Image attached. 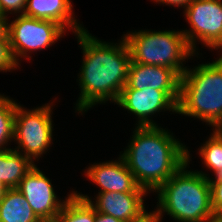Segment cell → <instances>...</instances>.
I'll use <instances>...</instances> for the list:
<instances>
[{
	"label": "cell",
	"mask_w": 222,
	"mask_h": 222,
	"mask_svg": "<svg viewBox=\"0 0 222 222\" xmlns=\"http://www.w3.org/2000/svg\"><path fill=\"white\" fill-rule=\"evenodd\" d=\"M83 50V62L79 76L80 97L77 111L85 112L93 105L105 101L117 102L126 85L131 62L126 40L120 43H106L98 40L84 29L76 33Z\"/></svg>",
	"instance_id": "obj_1"
},
{
	"label": "cell",
	"mask_w": 222,
	"mask_h": 222,
	"mask_svg": "<svg viewBox=\"0 0 222 222\" xmlns=\"http://www.w3.org/2000/svg\"><path fill=\"white\" fill-rule=\"evenodd\" d=\"M133 133L121 156L137 184L147 191H156L190 160L186 146L166 129L137 126Z\"/></svg>",
	"instance_id": "obj_2"
},
{
	"label": "cell",
	"mask_w": 222,
	"mask_h": 222,
	"mask_svg": "<svg viewBox=\"0 0 222 222\" xmlns=\"http://www.w3.org/2000/svg\"><path fill=\"white\" fill-rule=\"evenodd\" d=\"M185 163L158 192L160 219L165 212L179 222H206L216 218L211 206L210 177L202 171L186 170Z\"/></svg>",
	"instance_id": "obj_3"
},
{
	"label": "cell",
	"mask_w": 222,
	"mask_h": 222,
	"mask_svg": "<svg viewBox=\"0 0 222 222\" xmlns=\"http://www.w3.org/2000/svg\"><path fill=\"white\" fill-rule=\"evenodd\" d=\"M177 113L196 117L212 127L222 125V56L185 70L180 80Z\"/></svg>",
	"instance_id": "obj_4"
},
{
	"label": "cell",
	"mask_w": 222,
	"mask_h": 222,
	"mask_svg": "<svg viewBox=\"0 0 222 222\" xmlns=\"http://www.w3.org/2000/svg\"><path fill=\"white\" fill-rule=\"evenodd\" d=\"M128 44L131 61L158 65L175 70L180 76L187 67L183 62L196 54L182 31H139L123 36Z\"/></svg>",
	"instance_id": "obj_5"
},
{
	"label": "cell",
	"mask_w": 222,
	"mask_h": 222,
	"mask_svg": "<svg viewBox=\"0 0 222 222\" xmlns=\"http://www.w3.org/2000/svg\"><path fill=\"white\" fill-rule=\"evenodd\" d=\"M51 107L50 104H45L26 111L17 104L13 139L17 141L18 146L14 150L24 154L32 162L33 159H38L44 152L46 153L47 148L51 145L53 132ZM20 149L22 150L20 151Z\"/></svg>",
	"instance_id": "obj_6"
},
{
	"label": "cell",
	"mask_w": 222,
	"mask_h": 222,
	"mask_svg": "<svg viewBox=\"0 0 222 222\" xmlns=\"http://www.w3.org/2000/svg\"><path fill=\"white\" fill-rule=\"evenodd\" d=\"M65 29L54 21L19 15L9 23V40L15 61L28 57L27 52L48 48L64 34Z\"/></svg>",
	"instance_id": "obj_7"
},
{
	"label": "cell",
	"mask_w": 222,
	"mask_h": 222,
	"mask_svg": "<svg viewBox=\"0 0 222 222\" xmlns=\"http://www.w3.org/2000/svg\"><path fill=\"white\" fill-rule=\"evenodd\" d=\"M184 11L191 30L182 32L191 49L196 51V38L209 48L221 49L222 0H192Z\"/></svg>",
	"instance_id": "obj_8"
},
{
	"label": "cell",
	"mask_w": 222,
	"mask_h": 222,
	"mask_svg": "<svg viewBox=\"0 0 222 222\" xmlns=\"http://www.w3.org/2000/svg\"><path fill=\"white\" fill-rule=\"evenodd\" d=\"M179 97L180 90H157L149 87L138 90L124 87L116 104L134 113L138 117L139 127L158 126L149 117L165 109L177 113Z\"/></svg>",
	"instance_id": "obj_9"
},
{
	"label": "cell",
	"mask_w": 222,
	"mask_h": 222,
	"mask_svg": "<svg viewBox=\"0 0 222 222\" xmlns=\"http://www.w3.org/2000/svg\"><path fill=\"white\" fill-rule=\"evenodd\" d=\"M28 201L39 219L56 218L66 200H59L50 179L36 165L25 175L16 188Z\"/></svg>",
	"instance_id": "obj_10"
},
{
	"label": "cell",
	"mask_w": 222,
	"mask_h": 222,
	"mask_svg": "<svg viewBox=\"0 0 222 222\" xmlns=\"http://www.w3.org/2000/svg\"><path fill=\"white\" fill-rule=\"evenodd\" d=\"M86 175L89 180L100 186L103 192L147 193L140 187L134 175L128 169L125 160L120 156L118 161L93 164L87 168Z\"/></svg>",
	"instance_id": "obj_11"
},
{
	"label": "cell",
	"mask_w": 222,
	"mask_h": 222,
	"mask_svg": "<svg viewBox=\"0 0 222 222\" xmlns=\"http://www.w3.org/2000/svg\"><path fill=\"white\" fill-rule=\"evenodd\" d=\"M80 198L89 201L96 212L104 213L126 222L145 210L143 197L147 193L103 192L95 199V204L87 195L75 192Z\"/></svg>",
	"instance_id": "obj_12"
},
{
	"label": "cell",
	"mask_w": 222,
	"mask_h": 222,
	"mask_svg": "<svg viewBox=\"0 0 222 222\" xmlns=\"http://www.w3.org/2000/svg\"><path fill=\"white\" fill-rule=\"evenodd\" d=\"M181 76L173 69L158 65L130 62L124 87L143 90H180Z\"/></svg>",
	"instance_id": "obj_13"
},
{
	"label": "cell",
	"mask_w": 222,
	"mask_h": 222,
	"mask_svg": "<svg viewBox=\"0 0 222 222\" xmlns=\"http://www.w3.org/2000/svg\"><path fill=\"white\" fill-rule=\"evenodd\" d=\"M23 15L41 20L54 21L75 34L84 30L73 17L70 0H27ZM66 27V28H65Z\"/></svg>",
	"instance_id": "obj_14"
},
{
	"label": "cell",
	"mask_w": 222,
	"mask_h": 222,
	"mask_svg": "<svg viewBox=\"0 0 222 222\" xmlns=\"http://www.w3.org/2000/svg\"><path fill=\"white\" fill-rule=\"evenodd\" d=\"M28 157L14 149L0 151V183L6 189L17 188L20 181L34 167Z\"/></svg>",
	"instance_id": "obj_15"
},
{
	"label": "cell",
	"mask_w": 222,
	"mask_h": 222,
	"mask_svg": "<svg viewBox=\"0 0 222 222\" xmlns=\"http://www.w3.org/2000/svg\"><path fill=\"white\" fill-rule=\"evenodd\" d=\"M23 194L16 188L6 189L0 197V222H39Z\"/></svg>",
	"instance_id": "obj_16"
},
{
	"label": "cell",
	"mask_w": 222,
	"mask_h": 222,
	"mask_svg": "<svg viewBox=\"0 0 222 222\" xmlns=\"http://www.w3.org/2000/svg\"><path fill=\"white\" fill-rule=\"evenodd\" d=\"M57 217L61 222H95L96 211L89 201L72 192Z\"/></svg>",
	"instance_id": "obj_17"
},
{
	"label": "cell",
	"mask_w": 222,
	"mask_h": 222,
	"mask_svg": "<svg viewBox=\"0 0 222 222\" xmlns=\"http://www.w3.org/2000/svg\"><path fill=\"white\" fill-rule=\"evenodd\" d=\"M17 104L13 99L0 94V151L6 150V144L13 140L14 118Z\"/></svg>",
	"instance_id": "obj_18"
},
{
	"label": "cell",
	"mask_w": 222,
	"mask_h": 222,
	"mask_svg": "<svg viewBox=\"0 0 222 222\" xmlns=\"http://www.w3.org/2000/svg\"><path fill=\"white\" fill-rule=\"evenodd\" d=\"M199 153L205 166L213 170L214 175L222 169V138L215 131L200 147Z\"/></svg>",
	"instance_id": "obj_19"
},
{
	"label": "cell",
	"mask_w": 222,
	"mask_h": 222,
	"mask_svg": "<svg viewBox=\"0 0 222 222\" xmlns=\"http://www.w3.org/2000/svg\"><path fill=\"white\" fill-rule=\"evenodd\" d=\"M18 63L15 61L11 51L10 40L0 39V71L17 69Z\"/></svg>",
	"instance_id": "obj_20"
},
{
	"label": "cell",
	"mask_w": 222,
	"mask_h": 222,
	"mask_svg": "<svg viewBox=\"0 0 222 222\" xmlns=\"http://www.w3.org/2000/svg\"><path fill=\"white\" fill-rule=\"evenodd\" d=\"M211 206L215 217H222V180L209 179Z\"/></svg>",
	"instance_id": "obj_21"
},
{
	"label": "cell",
	"mask_w": 222,
	"mask_h": 222,
	"mask_svg": "<svg viewBox=\"0 0 222 222\" xmlns=\"http://www.w3.org/2000/svg\"><path fill=\"white\" fill-rule=\"evenodd\" d=\"M27 0H0V12L3 14H7V12L11 11L12 13H21L23 15Z\"/></svg>",
	"instance_id": "obj_22"
},
{
	"label": "cell",
	"mask_w": 222,
	"mask_h": 222,
	"mask_svg": "<svg viewBox=\"0 0 222 222\" xmlns=\"http://www.w3.org/2000/svg\"><path fill=\"white\" fill-rule=\"evenodd\" d=\"M160 216L158 211L147 212L146 210L142 211L138 216L127 220L126 222H160Z\"/></svg>",
	"instance_id": "obj_23"
},
{
	"label": "cell",
	"mask_w": 222,
	"mask_h": 222,
	"mask_svg": "<svg viewBox=\"0 0 222 222\" xmlns=\"http://www.w3.org/2000/svg\"><path fill=\"white\" fill-rule=\"evenodd\" d=\"M7 15L0 12V39H9V22Z\"/></svg>",
	"instance_id": "obj_24"
},
{
	"label": "cell",
	"mask_w": 222,
	"mask_h": 222,
	"mask_svg": "<svg viewBox=\"0 0 222 222\" xmlns=\"http://www.w3.org/2000/svg\"><path fill=\"white\" fill-rule=\"evenodd\" d=\"M153 1L177 7L183 6V8H185L192 0H153Z\"/></svg>",
	"instance_id": "obj_25"
},
{
	"label": "cell",
	"mask_w": 222,
	"mask_h": 222,
	"mask_svg": "<svg viewBox=\"0 0 222 222\" xmlns=\"http://www.w3.org/2000/svg\"><path fill=\"white\" fill-rule=\"evenodd\" d=\"M95 222H122V221L117 218H114L113 216L96 212Z\"/></svg>",
	"instance_id": "obj_26"
},
{
	"label": "cell",
	"mask_w": 222,
	"mask_h": 222,
	"mask_svg": "<svg viewBox=\"0 0 222 222\" xmlns=\"http://www.w3.org/2000/svg\"><path fill=\"white\" fill-rule=\"evenodd\" d=\"M39 222H61L58 217L52 219H40Z\"/></svg>",
	"instance_id": "obj_27"
},
{
	"label": "cell",
	"mask_w": 222,
	"mask_h": 222,
	"mask_svg": "<svg viewBox=\"0 0 222 222\" xmlns=\"http://www.w3.org/2000/svg\"><path fill=\"white\" fill-rule=\"evenodd\" d=\"M214 129V131L222 138V125H218Z\"/></svg>",
	"instance_id": "obj_28"
},
{
	"label": "cell",
	"mask_w": 222,
	"mask_h": 222,
	"mask_svg": "<svg viewBox=\"0 0 222 222\" xmlns=\"http://www.w3.org/2000/svg\"><path fill=\"white\" fill-rule=\"evenodd\" d=\"M215 179L214 180H222V169L219 171V172H217L216 174H215Z\"/></svg>",
	"instance_id": "obj_29"
},
{
	"label": "cell",
	"mask_w": 222,
	"mask_h": 222,
	"mask_svg": "<svg viewBox=\"0 0 222 222\" xmlns=\"http://www.w3.org/2000/svg\"><path fill=\"white\" fill-rule=\"evenodd\" d=\"M206 222H222V217H216V218L206 221Z\"/></svg>",
	"instance_id": "obj_30"
},
{
	"label": "cell",
	"mask_w": 222,
	"mask_h": 222,
	"mask_svg": "<svg viewBox=\"0 0 222 222\" xmlns=\"http://www.w3.org/2000/svg\"><path fill=\"white\" fill-rule=\"evenodd\" d=\"M6 188L0 183V197L4 194Z\"/></svg>",
	"instance_id": "obj_31"
}]
</instances>
